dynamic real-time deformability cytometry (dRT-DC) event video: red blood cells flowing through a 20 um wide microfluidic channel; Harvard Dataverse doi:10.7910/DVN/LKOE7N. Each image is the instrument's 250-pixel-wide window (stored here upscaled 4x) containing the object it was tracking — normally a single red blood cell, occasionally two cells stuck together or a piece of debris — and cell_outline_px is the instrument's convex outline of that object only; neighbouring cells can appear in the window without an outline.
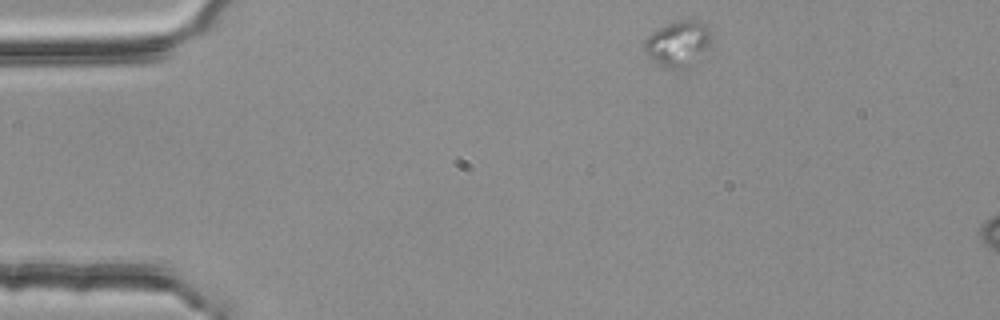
{"species": "common noctule bat (a hibernating species)", "species_latin": "Nyctalus noctula", "temperature_condition": "room temperature", "stored_images_in_passage": 4, "segment_of_instrument_passage": [2, 2], "camera_frame_rate_fps": 3000, "um_per_image_px": 0.085, "animal": {"sex": "female", "body_mass_g": 25.1}, "frame": {"image": 1, "passage_image": 4, "time_ms": 1.0, "image_size_px": [1000, 320], "cell_outline_px": [[708, 48], [684, 68], [664, 68], [652, 60], [644, 52], [644, 40], [652, 32], [668, 24], [680, 20], [700, 20], [708, 28]], "centroid_in_image_um": [57.56, 3.7], "position_along_channel_um": 27.4, "area_um2": 17.17}}